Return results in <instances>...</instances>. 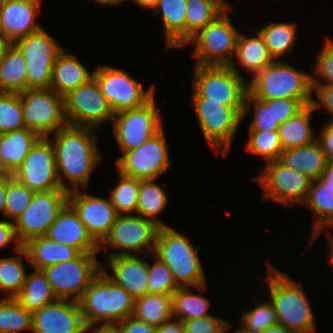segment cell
Segmentation results:
<instances>
[{"label":"cell","instance_id":"6da1fadb","mask_svg":"<svg viewBox=\"0 0 333 333\" xmlns=\"http://www.w3.org/2000/svg\"><path fill=\"white\" fill-rule=\"evenodd\" d=\"M97 129L67 125L47 137L55 150L57 176L61 189L67 192L86 188L96 165L101 161L97 147ZM67 179L68 182L63 180ZM69 184V185H68ZM80 185V186H79Z\"/></svg>","mask_w":333,"mask_h":333},{"label":"cell","instance_id":"7a4b0ae2","mask_svg":"<svg viewBox=\"0 0 333 333\" xmlns=\"http://www.w3.org/2000/svg\"><path fill=\"white\" fill-rule=\"evenodd\" d=\"M269 300L277 313L278 324L291 333H316L315 317L302 284L268 264Z\"/></svg>","mask_w":333,"mask_h":333},{"label":"cell","instance_id":"3957f363","mask_svg":"<svg viewBox=\"0 0 333 333\" xmlns=\"http://www.w3.org/2000/svg\"><path fill=\"white\" fill-rule=\"evenodd\" d=\"M86 326L112 324L132 316L135 300L102 270L92 279L78 301Z\"/></svg>","mask_w":333,"mask_h":333},{"label":"cell","instance_id":"277c9868","mask_svg":"<svg viewBox=\"0 0 333 333\" xmlns=\"http://www.w3.org/2000/svg\"><path fill=\"white\" fill-rule=\"evenodd\" d=\"M197 248L175 229L160 227L153 254L169 267L179 287L192 286L203 292L207 283L198 257L201 247Z\"/></svg>","mask_w":333,"mask_h":333},{"label":"cell","instance_id":"5b68a950","mask_svg":"<svg viewBox=\"0 0 333 333\" xmlns=\"http://www.w3.org/2000/svg\"><path fill=\"white\" fill-rule=\"evenodd\" d=\"M249 92L259 100L288 98L312 104V75L294 69L283 60H274L248 81Z\"/></svg>","mask_w":333,"mask_h":333},{"label":"cell","instance_id":"8992f818","mask_svg":"<svg viewBox=\"0 0 333 333\" xmlns=\"http://www.w3.org/2000/svg\"><path fill=\"white\" fill-rule=\"evenodd\" d=\"M192 98H207L232 108H244L249 91L235 62L224 65H194Z\"/></svg>","mask_w":333,"mask_h":333},{"label":"cell","instance_id":"52a82bcc","mask_svg":"<svg viewBox=\"0 0 333 333\" xmlns=\"http://www.w3.org/2000/svg\"><path fill=\"white\" fill-rule=\"evenodd\" d=\"M228 10L192 36L185 45L193 44L195 65L229 66L234 61L238 29L228 17Z\"/></svg>","mask_w":333,"mask_h":333},{"label":"cell","instance_id":"ba28073f","mask_svg":"<svg viewBox=\"0 0 333 333\" xmlns=\"http://www.w3.org/2000/svg\"><path fill=\"white\" fill-rule=\"evenodd\" d=\"M199 128L205 141L216 153H228L241 124L244 108H232L207 98H192Z\"/></svg>","mask_w":333,"mask_h":333},{"label":"cell","instance_id":"9c48e42d","mask_svg":"<svg viewBox=\"0 0 333 333\" xmlns=\"http://www.w3.org/2000/svg\"><path fill=\"white\" fill-rule=\"evenodd\" d=\"M159 226L140 215H118L108 235L98 245L99 251H107V247L119 249L110 252L108 257L119 255H153Z\"/></svg>","mask_w":333,"mask_h":333},{"label":"cell","instance_id":"30bf717a","mask_svg":"<svg viewBox=\"0 0 333 333\" xmlns=\"http://www.w3.org/2000/svg\"><path fill=\"white\" fill-rule=\"evenodd\" d=\"M97 253H80L75 259L42 269L55 297L78 302L92 279L101 271Z\"/></svg>","mask_w":333,"mask_h":333},{"label":"cell","instance_id":"8fae6325","mask_svg":"<svg viewBox=\"0 0 333 333\" xmlns=\"http://www.w3.org/2000/svg\"><path fill=\"white\" fill-rule=\"evenodd\" d=\"M24 125L47 138L68 125L64 96L51 89H27L20 94ZM50 134V135H49Z\"/></svg>","mask_w":333,"mask_h":333},{"label":"cell","instance_id":"7c38bea8","mask_svg":"<svg viewBox=\"0 0 333 333\" xmlns=\"http://www.w3.org/2000/svg\"><path fill=\"white\" fill-rule=\"evenodd\" d=\"M22 53L27 69V89H50L53 64L63 50L44 28L13 43Z\"/></svg>","mask_w":333,"mask_h":333},{"label":"cell","instance_id":"4fadbf2b","mask_svg":"<svg viewBox=\"0 0 333 333\" xmlns=\"http://www.w3.org/2000/svg\"><path fill=\"white\" fill-rule=\"evenodd\" d=\"M262 189L264 199L282 203L284 206L305 205L312 179L282 164L278 159L266 163L254 178Z\"/></svg>","mask_w":333,"mask_h":333},{"label":"cell","instance_id":"5bb4252c","mask_svg":"<svg viewBox=\"0 0 333 333\" xmlns=\"http://www.w3.org/2000/svg\"><path fill=\"white\" fill-rule=\"evenodd\" d=\"M64 105L67 123L72 126L99 129L114 116L94 77L65 95Z\"/></svg>","mask_w":333,"mask_h":333},{"label":"cell","instance_id":"9a60e30c","mask_svg":"<svg viewBox=\"0 0 333 333\" xmlns=\"http://www.w3.org/2000/svg\"><path fill=\"white\" fill-rule=\"evenodd\" d=\"M112 121L116 141L123 153L139 148L163 128L154 96L139 108L114 113Z\"/></svg>","mask_w":333,"mask_h":333},{"label":"cell","instance_id":"2e32d148","mask_svg":"<svg viewBox=\"0 0 333 333\" xmlns=\"http://www.w3.org/2000/svg\"><path fill=\"white\" fill-rule=\"evenodd\" d=\"M164 129L139 148L126 151L115 160L118 172L137 179H157L171 167Z\"/></svg>","mask_w":333,"mask_h":333},{"label":"cell","instance_id":"e0dca14e","mask_svg":"<svg viewBox=\"0 0 333 333\" xmlns=\"http://www.w3.org/2000/svg\"><path fill=\"white\" fill-rule=\"evenodd\" d=\"M93 77L114 113L139 108L155 96L154 85L146 91L125 71L108 65L95 68Z\"/></svg>","mask_w":333,"mask_h":333},{"label":"cell","instance_id":"ac0fdd59","mask_svg":"<svg viewBox=\"0 0 333 333\" xmlns=\"http://www.w3.org/2000/svg\"><path fill=\"white\" fill-rule=\"evenodd\" d=\"M68 203V192L56 189L35 192L30 205L14 221L15 233L21 245L29 239L44 236L55 222L58 213Z\"/></svg>","mask_w":333,"mask_h":333},{"label":"cell","instance_id":"d6986e66","mask_svg":"<svg viewBox=\"0 0 333 333\" xmlns=\"http://www.w3.org/2000/svg\"><path fill=\"white\" fill-rule=\"evenodd\" d=\"M12 176L34 192L61 189L51 141L41 137Z\"/></svg>","mask_w":333,"mask_h":333},{"label":"cell","instance_id":"ffe728a7","mask_svg":"<svg viewBox=\"0 0 333 333\" xmlns=\"http://www.w3.org/2000/svg\"><path fill=\"white\" fill-rule=\"evenodd\" d=\"M68 203L78 213L88 234L98 245L108 235L119 215L109 198L91 196L79 190L68 192Z\"/></svg>","mask_w":333,"mask_h":333},{"label":"cell","instance_id":"44dd1931","mask_svg":"<svg viewBox=\"0 0 333 333\" xmlns=\"http://www.w3.org/2000/svg\"><path fill=\"white\" fill-rule=\"evenodd\" d=\"M86 327L76 301L57 299L32 312V333H85Z\"/></svg>","mask_w":333,"mask_h":333},{"label":"cell","instance_id":"7402d4cb","mask_svg":"<svg viewBox=\"0 0 333 333\" xmlns=\"http://www.w3.org/2000/svg\"><path fill=\"white\" fill-rule=\"evenodd\" d=\"M42 0H14L1 4L0 37L14 43L16 40L42 28L36 23Z\"/></svg>","mask_w":333,"mask_h":333},{"label":"cell","instance_id":"603a6c76","mask_svg":"<svg viewBox=\"0 0 333 333\" xmlns=\"http://www.w3.org/2000/svg\"><path fill=\"white\" fill-rule=\"evenodd\" d=\"M147 256L143 254L142 259L135 254L107 257L113 276L107 270H101L136 300L149 294Z\"/></svg>","mask_w":333,"mask_h":333},{"label":"cell","instance_id":"cb8c5ba5","mask_svg":"<svg viewBox=\"0 0 333 333\" xmlns=\"http://www.w3.org/2000/svg\"><path fill=\"white\" fill-rule=\"evenodd\" d=\"M48 238L69 245L80 253H98V244L88 234L78 213L67 203L58 213L55 222L49 227Z\"/></svg>","mask_w":333,"mask_h":333},{"label":"cell","instance_id":"d4e9b609","mask_svg":"<svg viewBox=\"0 0 333 333\" xmlns=\"http://www.w3.org/2000/svg\"><path fill=\"white\" fill-rule=\"evenodd\" d=\"M22 247L27 252L29 258L27 261L36 270H42L49 265L71 261L80 254L77 249L55 242L45 235L29 239Z\"/></svg>","mask_w":333,"mask_h":333},{"label":"cell","instance_id":"484cf974","mask_svg":"<svg viewBox=\"0 0 333 333\" xmlns=\"http://www.w3.org/2000/svg\"><path fill=\"white\" fill-rule=\"evenodd\" d=\"M91 78H93V72L90 73L76 56L68 54L63 49L53 64L50 89L65 96Z\"/></svg>","mask_w":333,"mask_h":333},{"label":"cell","instance_id":"4316f807","mask_svg":"<svg viewBox=\"0 0 333 333\" xmlns=\"http://www.w3.org/2000/svg\"><path fill=\"white\" fill-rule=\"evenodd\" d=\"M278 160L312 180L322 176L328 162L317 140L301 147L283 149Z\"/></svg>","mask_w":333,"mask_h":333},{"label":"cell","instance_id":"83f0119b","mask_svg":"<svg viewBox=\"0 0 333 333\" xmlns=\"http://www.w3.org/2000/svg\"><path fill=\"white\" fill-rule=\"evenodd\" d=\"M186 8L187 0H157L153 9L155 15L161 13L169 49L185 46Z\"/></svg>","mask_w":333,"mask_h":333},{"label":"cell","instance_id":"f1b7e54d","mask_svg":"<svg viewBox=\"0 0 333 333\" xmlns=\"http://www.w3.org/2000/svg\"><path fill=\"white\" fill-rule=\"evenodd\" d=\"M41 137L29 128L0 134V157L13 175Z\"/></svg>","mask_w":333,"mask_h":333},{"label":"cell","instance_id":"f546056e","mask_svg":"<svg viewBox=\"0 0 333 333\" xmlns=\"http://www.w3.org/2000/svg\"><path fill=\"white\" fill-rule=\"evenodd\" d=\"M305 204L316 216L311 235L313 242L333 222V185L322 176L312 180Z\"/></svg>","mask_w":333,"mask_h":333},{"label":"cell","instance_id":"4dcf8cb0","mask_svg":"<svg viewBox=\"0 0 333 333\" xmlns=\"http://www.w3.org/2000/svg\"><path fill=\"white\" fill-rule=\"evenodd\" d=\"M313 111L316 110L312 104L305 105L279 126L278 133L283 149L301 147L317 140L310 123Z\"/></svg>","mask_w":333,"mask_h":333},{"label":"cell","instance_id":"1f68e13d","mask_svg":"<svg viewBox=\"0 0 333 333\" xmlns=\"http://www.w3.org/2000/svg\"><path fill=\"white\" fill-rule=\"evenodd\" d=\"M234 55L240 66L252 74V78L274 61L258 31L254 37H247L239 32Z\"/></svg>","mask_w":333,"mask_h":333},{"label":"cell","instance_id":"d6a6232c","mask_svg":"<svg viewBox=\"0 0 333 333\" xmlns=\"http://www.w3.org/2000/svg\"><path fill=\"white\" fill-rule=\"evenodd\" d=\"M26 62L12 44L0 65V93L21 94L27 90Z\"/></svg>","mask_w":333,"mask_h":333},{"label":"cell","instance_id":"836d02e7","mask_svg":"<svg viewBox=\"0 0 333 333\" xmlns=\"http://www.w3.org/2000/svg\"><path fill=\"white\" fill-rule=\"evenodd\" d=\"M230 6L225 0H187L186 42L200 29L215 21Z\"/></svg>","mask_w":333,"mask_h":333},{"label":"cell","instance_id":"e575fe53","mask_svg":"<svg viewBox=\"0 0 333 333\" xmlns=\"http://www.w3.org/2000/svg\"><path fill=\"white\" fill-rule=\"evenodd\" d=\"M132 316L159 327L173 319L172 295L149 293L136 299Z\"/></svg>","mask_w":333,"mask_h":333},{"label":"cell","instance_id":"d590c367","mask_svg":"<svg viewBox=\"0 0 333 333\" xmlns=\"http://www.w3.org/2000/svg\"><path fill=\"white\" fill-rule=\"evenodd\" d=\"M15 299L31 312L57 300L42 270L36 269L26 276L24 286Z\"/></svg>","mask_w":333,"mask_h":333},{"label":"cell","instance_id":"8d00e7d4","mask_svg":"<svg viewBox=\"0 0 333 333\" xmlns=\"http://www.w3.org/2000/svg\"><path fill=\"white\" fill-rule=\"evenodd\" d=\"M155 180L157 179H140L136 213L153 221L159 227H168L156 217L165 208L168 197L165 190L155 183Z\"/></svg>","mask_w":333,"mask_h":333},{"label":"cell","instance_id":"74e56055","mask_svg":"<svg viewBox=\"0 0 333 333\" xmlns=\"http://www.w3.org/2000/svg\"><path fill=\"white\" fill-rule=\"evenodd\" d=\"M257 31L274 60H280L282 56L284 58V55L294 52L292 48L297 40L296 23H271Z\"/></svg>","mask_w":333,"mask_h":333},{"label":"cell","instance_id":"f35d334b","mask_svg":"<svg viewBox=\"0 0 333 333\" xmlns=\"http://www.w3.org/2000/svg\"><path fill=\"white\" fill-rule=\"evenodd\" d=\"M15 253L16 256L0 258V290L5 293V298H15L22 290L27 276L22 261L23 257L29 259L26 250L21 247Z\"/></svg>","mask_w":333,"mask_h":333},{"label":"cell","instance_id":"ab89813d","mask_svg":"<svg viewBox=\"0 0 333 333\" xmlns=\"http://www.w3.org/2000/svg\"><path fill=\"white\" fill-rule=\"evenodd\" d=\"M189 288L179 287L172 294L173 318L184 322L211 316L212 314L207 312L210 301L200 294H194Z\"/></svg>","mask_w":333,"mask_h":333},{"label":"cell","instance_id":"60d3db41","mask_svg":"<svg viewBox=\"0 0 333 333\" xmlns=\"http://www.w3.org/2000/svg\"><path fill=\"white\" fill-rule=\"evenodd\" d=\"M32 331V312L22 307L15 298L0 299V331L20 333Z\"/></svg>","mask_w":333,"mask_h":333},{"label":"cell","instance_id":"b9f144b4","mask_svg":"<svg viewBox=\"0 0 333 333\" xmlns=\"http://www.w3.org/2000/svg\"><path fill=\"white\" fill-rule=\"evenodd\" d=\"M120 182L111 190L109 199L119 215L136 214L140 179L119 172Z\"/></svg>","mask_w":333,"mask_h":333},{"label":"cell","instance_id":"7bdbcfd3","mask_svg":"<svg viewBox=\"0 0 333 333\" xmlns=\"http://www.w3.org/2000/svg\"><path fill=\"white\" fill-rule=\"evenodd\" d=\"M239 329L244 333H261L265 329L278 324L277 313L272 302H261L249 311L241 313Z\"/></svg>","mask_w":333,"mask_h":333},{"label":"cell","instance_id":"ee69618b","mask_svg":"<svg viewBox=\"0 0 333 333\" xmlns=\"http://www.w3.org/2000/svg\"><path fill=\"white\" fill-rule=\"evenodd\" d=\"M245 149L260 156L265 164L277 160L283 150L278 131H249Z\"/></svg>","mask_w":333,"mask_h":333},{"label":"cell","instance_id":"f6af8a7d","mask_svg":"<svg viewBox=\"0 0 333 333\" xmlns=\"http://www.w3.org/2000/svg\"><path fill=\"white\" fill-rule=\"evenodd\" d=\"M250 103H253L254 117L251 120L249 131H278L280 125L272 115V99L259 100L248 91L244 102L242 120L250 113V108L252 109Z\"/></svg>","mask_w":333,"mask_h":333},{"label":"cell","instance_id":"bcb514c9","mask_svg":"<svg viewBox=\"0 0 333 333\" xmlns=\"http://www.w3.org/2000/svg\"><path fill=\"white\" fill-rule=\"evenodd\" d=\"M34 191L21 184L13 176L7 178V194L5 199V218L12 219L13 222L30 205Z\"/></svg>","mask_w":333,"mask_h":333},{"label":"cell","instance_id":"7dc6e473","mask_svg":"<svg viewBox=\"0 0 333 333\" xmlns=\"http://www.w3.org/2000/svg\"><path fill=\"white\" fill-rule=\"evenodd\" d=\"M25 128L20 94L0 93V134Z\"/></svg>","mask_w":333,"mask_h":333},{"label":"cell","instance_id":"c3c4849f","mask_svg":"<svg viewBox=\"0 0 333 333\" xmlns=\"http://www.w3.org/2000/svg\"><path fill=\"white\" fill-rule=\"evenodd\" d=\"M153 264L148 262V288L151 294L172 295L179 286L173 278L169 267L153 256Z\"/></svg>","mask_w":333,"mask_h":333},{"label":"cell","instance_id":"681fc988","mask_svg":"<svg viewBox=\"0 0 333 333\" xmlns=\"http://www.w3.org/2000/svg\"><path fill=\"white\" fill-rule=\"evenodd\" d=\"M229 323L214 315L183 322L185 333H226L232 326Z\"/></svg>","mask_w":333,"mask_h":333},{"label":"cell","instance_id":"f907efd6","mask_svg":"<svg viewBox=\"0 0 333 333\" xmlns=\"http://www.w3.org/2000/svg\"><path fill=\"white\" fill-rule=\"evenodd\" d=\"M312 77H320L327 80L326 84L333 85V40L326 37L323 47L316 56Z\"/></svg>","mask_w":333,"mask_h":333},{"label":"cell","instance_id":"816d5d0a","mask_svg":"<svg viewBox=\"0 0 333 333\" xmlns=\"http://www.w3.org/2000/svg\"><path fill=\"white\" fill-rule=\"evenodd\" d=\"M305 105L300 100L288 98L272 99V115L279 125L299 112Z\"/></svg>","mask_w":333,"mask_h":333},{"label":"cell","instance_id":"f5cc1de1","mask_svg":"<svg viewBox=\"0 0 333 333\" xmlns=\"http://www.w3.org/2000/svg\"><path fill=\"white\" fill-rule=\"evenodd\" d=\"M312 85L313 94L318 98V101L313 98L312 105L315 110L324 107L332 116L330 121H333V85L322 83L319 77H312Z\"/></svg>","mask_w":333,"mask_h":333},{"label":"cell","instance_id":"db71d44e","mask_svg":"<svg viewBox=\"0 0 333 333\" xmlns=\"http://www.w3.org/2000/svg\"><path fill=\"white\" fill-rule=\"evenodd\" d=\"M120 333H156L157 327L129 316L115 324Z\"/></svg>","mask_w":333,"mask_h":333},{"label":"cell","instance_id":"11a10c76","mask_svg":"<svg viewBox=\"0 0 333 333\" xmlns=\"http://www.w3.org/2000/svg\"><path fill=\"white\" fill-rule=\"evenodd\" d=\"M11 242H15L13 252L18 251L22 247L16 237L14 222L0 220V248H3Z\"/></svg>","mask_w":333,"mask_h":333},{"label":"cell","instance_id":"9f6ffc18","mask_svg":"<svg viewBox=\"0 0 333 333\" xmlns=\"http://www.w3.org/2000/svg\"><path fill=\"white\" fill-rule=\"evenodd\" d=\"M317 141L321 145L328 161H333V121L326 123L320 135H317Z\"/></svg>","mask_w":333,"mask_h":333},{"label":"cell","instance_id":"6f0895ef","mask_svg":"<svg viewBox=\"0 0 333 333\" xmlns=\"http://www.w3.org/2000/svg\"><path fill=\"white\" fill-rule=\"evenodd\" d=\"M156 333H185V327L182 321L171 319L157 327Z\"/></svg>","mask_w":333,"mask_h":333},{"label":"cell","instance_id":"680465c9","mask_svg":"<svg viewBox=\"0 0 333 333\" xmlns=\"http://www.w3.org/2000/svg\"><path fill=\"white\" fill-rule=\"evenodd\" d=\"M93 331V332H91ZM120 333L118 327L112 324L100 325L98 328L95 325H90L86 327L85 333Z\"/></svg>","mask_w":333,"mask_h":333},{"label":"cell","instance_id":"91938a15","mask_svg":"<svg viewBox=\"0 0 333 333\" xmlns=\"http://www.w3.org/2000/svg\"><path fill=\"white\" fill-rule=\"evenodd\" d=\"M7 194V178L0 179V212L4 216L5 199Z\"/></svg>","mask_w":333,"mask_h":333},{"label":"cell","instance_id":"94428289","mask_svg":"<svg viewBox=\"0 0 333 333\" xmlns=\"http://www.w3.org/2000/svg\"><path fill=\"white\" fill-rule=\"evenodd\" d=\"M322 177L329 181V185H333V161L327 162Z\"/></svg>","mask_w":333,"mask_h":333},{"label":"cell","instance_id":"6125c7cd","mask_svg":"<svg viewBox=\"0 0 333 333\" xmlns=\"http://www.w3.org/2000/svg\"><path fill=\"white\" fill-rule=\"evenodd\" d=\"M124 1H127V0H120V3L121 2H124ZM134 1V3L136 5H139L141 8H146V9H154L156 4H157V0H132Z\"/></svg>","mask_w":333,"mask_h":333},{"label":"cell","instance_id":"be15d7a7","mask_svg":"<svg viewBox=\"0 0 333 333\" xmlns=\"http://www.w3.org/2000/svg\"><path fill=\"white\" fill-rule=\"evenodd\" d=\"M12 44L13 43L11 41L0 37V65H1L2 61L4 60L7 50L9 49V47Z\"/></svg>","mask_w":333,"mask_h":333},{"label":"cell","instance_id":"e7e4bbea","mask_svg":"<svg viewBox=\"0 0 333 333\" xmlns=\"http://www.w3.org/2000/svg\"><path fill=\"white\" fill-rule=\"evenodd\" d=\"M261 333H291V332L285 326H282L281 324H276L274 326L265 329Z\"/></svg>","mask_w":333,"mask_h":333},{"label":"cell","instance_id":"03108f58","mask_svg":"<svg viewBox=\"0 0 333 333\" xmlns=\"http://www.w3.org/2000/svg\"><path fill=\"white\" fill-rule=\"evenodd\" d=\"M10 177H12V174L6 168L5 164L3 163V161H2V159L0 157V179H2V178H10Z\"/></svg>","mask_w":333,"mask_h":333},{"label":"cell","instance_id":"003e7915","mask_svg":"<svg viewBox=\"0 0 333 333\" xmlns=\"http://www.w3.org/2000/svg\"><path fill=\"white\" fill-rule=\"evenodd\" d=\"M326 233H329L327 235V238H328V243L330 244L329 248H330V257H329V260H330V264L332 265V268H333V236L331 235V233L329 231H327Z\"/></svg>","mask_w":333,"mask_h":333},{"label":"cell","instance_id":"a7ac6f4b","mask_svg":"<svg viewBox=\"0 0 333 333\" xmlns=\"http://www.w3.org/2000/svg\"><path fill=\"white\" fill-rule=\"evenodd\" d=\"M96 3H99L101 5H116L120 3V0H93Z\"/></svg>","mask_w":333,"mask_h":333},{"label":"cell","instance_id":"89a4df30","mask_svg":"<svg viewBox=\"0 0 333 333\" xmlns=\"http://www.w3.org/2000/svg\"><path fill=\"white\" fill-rule=\"evenodd\" d=\"M233 333H244V332H242L239 328H237V330H235V332Z\"/></svg>","mask_w":333,"mask_h":333},{"label":"cell","instance_id":"2644e50d","mask_svg":"<svg viewBox=\"0 0 333 333\" xmlns=\"http://www.w3.org/2000/svg\"><path fill=\"white\" fill-rule=\"evenodd\" d=\"M8 1H14V0H1V3L8 2Z\"/></svg>","mask_w":333,"mask_h":333},{"label":"cell","instance_id":"8c879c8a","mask_svg":"<svg viewBox=\"0 0 333 333\" xmlns=\"http://www.w3.org/2000/svg\"><path fill=\"white\" fill-rule=\"evenodd\" d=\"M330 227L333 229V222L328 226V228Z\"/></svg>","mask_w":333,"mask_h":333}]
</instances>
